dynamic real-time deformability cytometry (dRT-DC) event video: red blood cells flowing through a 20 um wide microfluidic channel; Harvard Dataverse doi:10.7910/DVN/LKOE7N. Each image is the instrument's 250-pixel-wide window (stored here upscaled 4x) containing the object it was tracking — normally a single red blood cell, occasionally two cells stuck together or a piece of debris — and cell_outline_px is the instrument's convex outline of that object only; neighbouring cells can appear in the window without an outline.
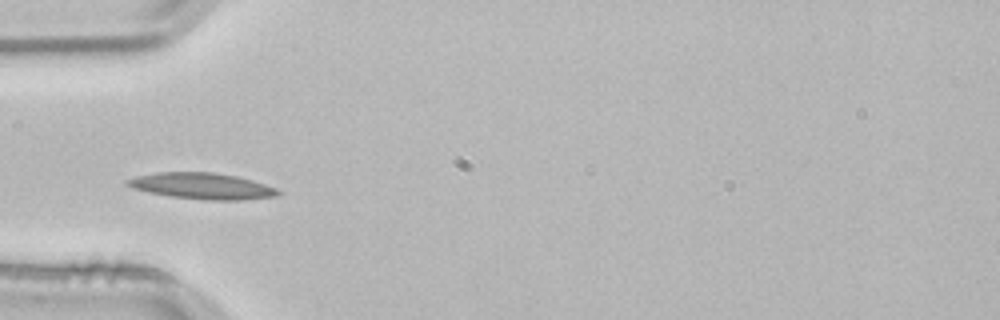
{"species": "common noctule bat (a hibernating species)", "species_latin": "Nyctalus noctula", "temperature_condition": "room temperature", "stored_images_in_passage": 37, "camera_frame_rate_fps": 3000, "um_per_image_px": 0.085, "animal": {"sex": "male", "body_mass_g": 21.5, "forearm_length_mm": 52.0}, "frame": {"image": 1, "passage_image": 1, "time_ms": 0.0, "image_size_px": [1000, 320], "cell_outline_px": [[284, 192], [276, 196], [244, 200], [208, 200], [168, 196], [148, 192], [132, 188], [124, 184], [124, 180], [136, 176], [160, 172], [216, 172], [236, 176], [252, 180], [276, 188]], "centroid_in_image_um": [17.17, 15.81], "position_along_channel_um": 67.8, "area_um2": 23.18}}
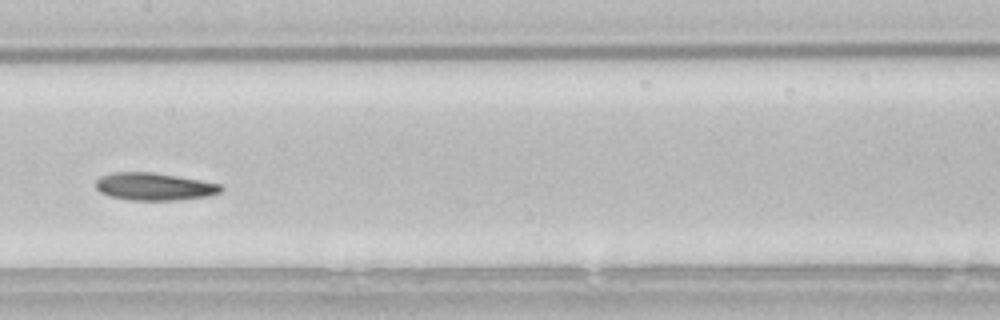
{"frame": {"image": 2, "passage_image": 11, "time_ms": 3.333, "image_size_px": [1000, 320], "cell_outline_px": [[224, 188], [220, 192], [204, 196], [176, 200], [128, 200], [108, 196], [100, 192], [96, 188], [96, 180], [100, 176], [112, 172], [152, 172], [200, 180], [220, 184]], "centroid_in_image_um": [13.05, 15.85], "position_along_channel_um": 194.3, "area_um2": 20.0}}
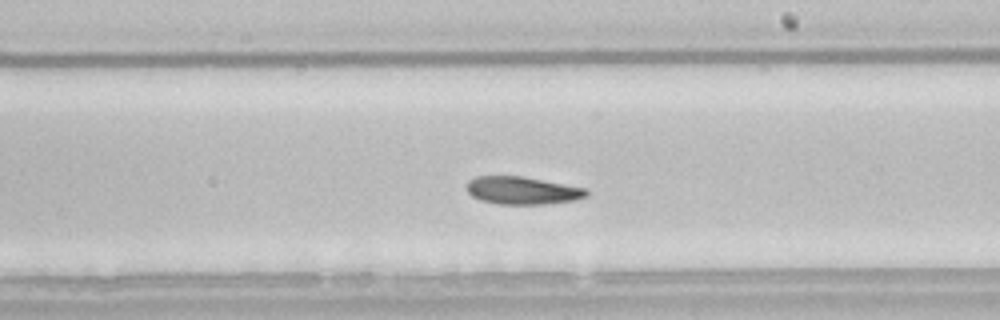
{"frame": {"image": 3, "passage_image": 15, "time_ms": 4.667, "image_size_px": [1000, 320], "cell_outline_px": [[588, 196], [576, 200], [544, 204], [496, 204], [480, 200], [472, 196], [468, 192], [468, 180], [476, 176], [524, 176], [584, 188], [588, 192]], "centroid_in_image_um": [44.39, 16.19], "position_along_channel_um": 244.6, "area_um2": 19.31}, "authors_computed_cell_mechanics": {"area_um2": 20.0566, "velocity_mm_per_s": 3.7866, "shape_relaxation_time_tau1_ms": 4.3886, "shape_relaxation_time_tau2_ms": null, "deformation_change_tau1": 0.1384, "deformation_change_tau2": null}}